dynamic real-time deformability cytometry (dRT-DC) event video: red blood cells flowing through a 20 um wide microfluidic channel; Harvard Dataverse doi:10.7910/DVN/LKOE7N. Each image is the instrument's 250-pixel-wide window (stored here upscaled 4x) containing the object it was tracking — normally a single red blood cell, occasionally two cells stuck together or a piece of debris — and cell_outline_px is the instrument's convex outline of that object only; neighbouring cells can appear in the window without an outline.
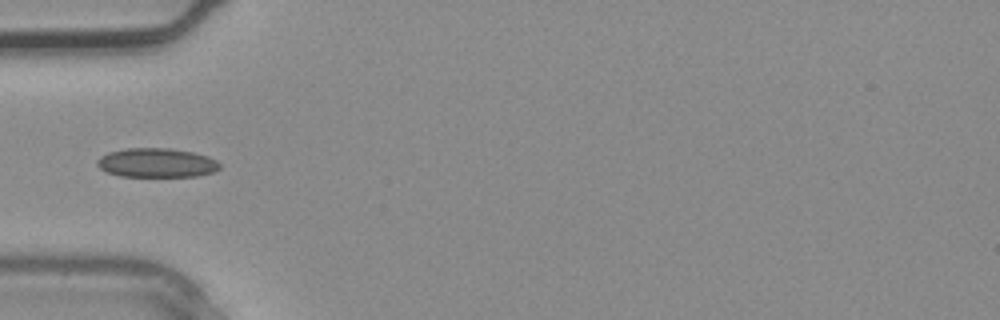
{"species": "common noctule bat (a hibernating species)", "species_latin": "Nyctalus noctula", "temperature_condition": "warm", "stored_images_in_passage": 5, "camera_frame_rate_fps": 3000, "um_per_image_px": 0.085, "animal": {"sex": "male", "body_mass_g": 20.4}, "frame": {"image": 1, "passage_image": 5, "time_ms": 1.333, "image_size_px": [1000, 320], "cell_outline_px": [[220, 168], [212, 172], [196, 176], [120, 176], [104, 172], [96, 164], [96, 160], [100, 156], [108, 152], [128, 148], [168, 148], [192, 152], [208, 156], [216, 160], [220, 164]], "centroid_in_image_um": [13.27, 13.83], "position_along_channel_um": 71.7, "area_um2": 20.87}}